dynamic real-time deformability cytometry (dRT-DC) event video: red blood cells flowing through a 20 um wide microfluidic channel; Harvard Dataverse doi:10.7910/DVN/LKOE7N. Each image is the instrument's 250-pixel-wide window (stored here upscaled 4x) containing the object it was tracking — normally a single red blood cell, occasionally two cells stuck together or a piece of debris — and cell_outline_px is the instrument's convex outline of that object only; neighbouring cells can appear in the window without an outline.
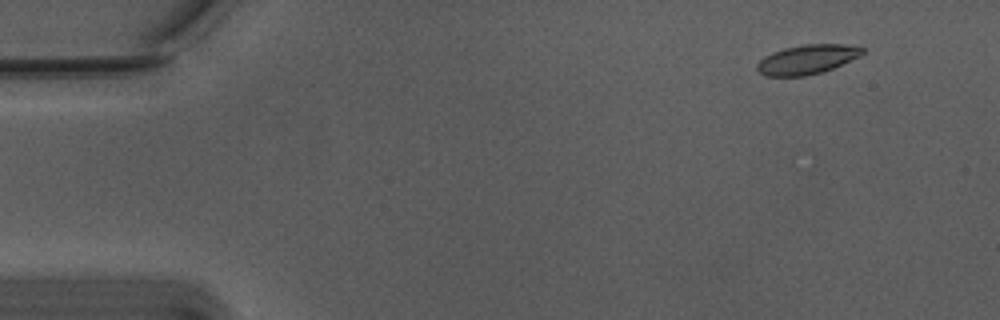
{"species": "Egyptian fruit bat (a non-hibernating species)", "species_latin": "Rousettus aegyptiacus", "temperature_condition": "warm", "stored_images_in_passage": 57, "camera_frame_rate_fps": 3000, "um_per_image_px": 0.085, "animal": {"sex": "male"}, "frame": {"image": 1, "passage_image": 6, "time_ms": 1.667, "image_size_px": [1000, 320], "cell_outline_px": [[864, 52], [860, 56], [824, 72], [804, 76], [764, 76], [756, 68], [756, 64], [764, 56], [772, 52], [784, 48], [804, 44], [844, 44], [864, 48]], "centroid_in_image_um": [68.59, 5.05], "position_along_channel_um": 16.4, "area_um2": 18.09}}
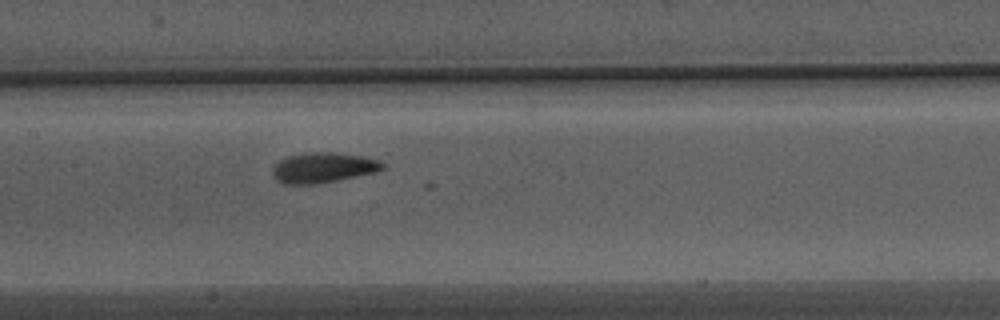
{"frame": {"image": 2, "passage_image": 28, "time_ms": 9.0, "image_size_px": [1000, 320], "cell_outline_px": [[384, 168], [376, 172], [316, 184], [284, 184], [276, 180], [272, 176], [272, 168], [280, 160], [288, 156], [304, 152], [332, 152], [364, 156], [380, 160], [384, 164]], "centroid_in_image_um": [27.45, 14.24], "position_along_channel_um": 180.0, "area_um2": 19.48}}
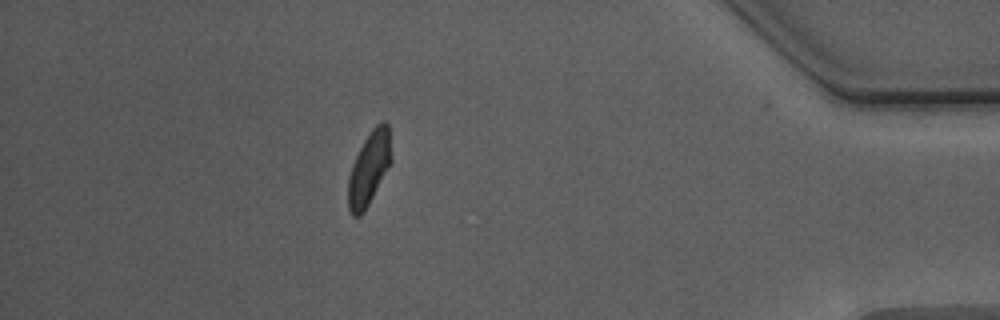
{"frame": {"image": 3, "passage_image": 50, "time_ms": 16.333, "image_size_px": [1000, 320], "cell_outline_px": [[392, 160], [368, 204], [360, 216], [352, 216], [348, 208], [348, 180], [352, 164], [364, 140], [372, 128], [376, 124], [384, 120], [388, 124]], "centroid_in_image_um": [31.36, 14.28], "position_along_channel_um": 403.8, "area_um2": 18.09}}